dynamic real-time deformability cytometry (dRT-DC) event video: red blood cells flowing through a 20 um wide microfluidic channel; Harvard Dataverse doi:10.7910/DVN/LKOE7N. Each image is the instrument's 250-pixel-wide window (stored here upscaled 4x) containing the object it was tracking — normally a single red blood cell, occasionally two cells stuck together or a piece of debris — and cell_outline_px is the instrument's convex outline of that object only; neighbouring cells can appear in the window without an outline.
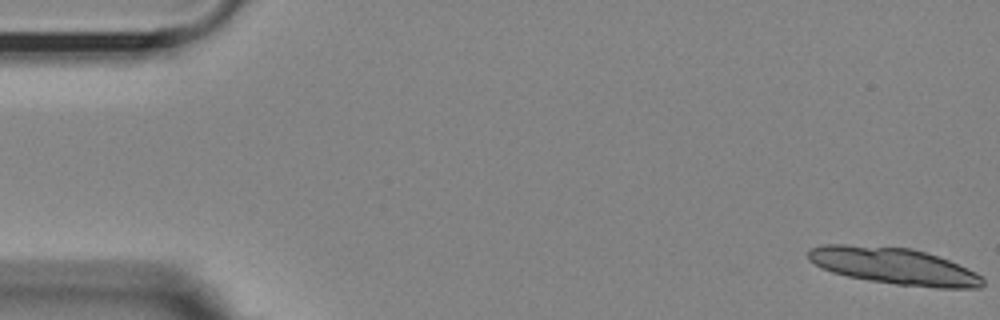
{"species": "Egyptian fruit bat (a non-hibernating species)", "species_latin": "Rousettus aegyptiacus", "temperature_condition": "room temperature", "stored_images_in_passage": 15, "camera_frame_rate_fps": 3000, "um_per_image_px": 0.085, "animal": {"sex": "female"}, "frame": {"image": 1, "passage_image": 1, "time_ms": 0.0, "image_size_px": [1000, 320], "cell_outline_px": [[984, 284], [980, 288], [936, 288], [896, 284], [868, 280], [848, 276], [832, 272], [820, 268], [808, 260], [808, 248], [824, 244], [844, 244], [912, 248], [948, 260], [976, 272], [984, 276]], "centroid_in_image_um": [75.97, 22.61], "position_along_channel_um": 9.0, "area_um2": 37.4}}